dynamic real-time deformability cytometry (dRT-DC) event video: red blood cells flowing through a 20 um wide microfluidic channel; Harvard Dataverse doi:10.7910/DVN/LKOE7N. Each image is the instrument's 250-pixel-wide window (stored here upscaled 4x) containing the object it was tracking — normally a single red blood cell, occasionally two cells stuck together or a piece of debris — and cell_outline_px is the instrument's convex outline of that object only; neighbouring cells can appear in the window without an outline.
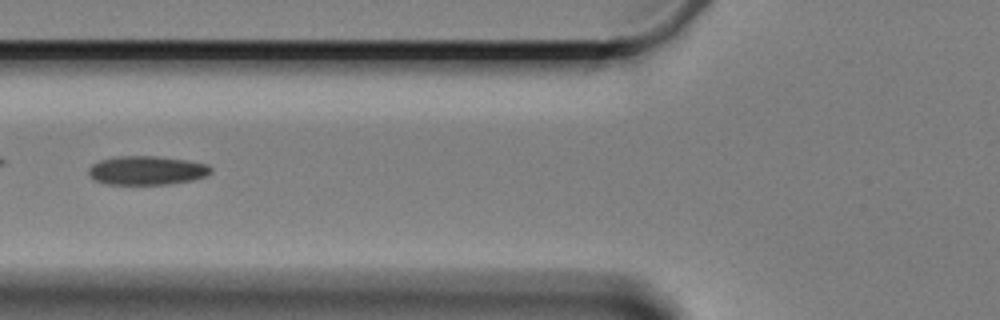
{"species": "Egyptian fruit bat (a non-hibernating species)", "species_latin": "Rousettus aegyptiacus", "temperature_condition": "cold", "stored_images_in_passage": 8, "camera_frame_rate_fps": 3000, "um_per_image_px": 0.085, "animal": {"sex": "female"}, "frame": {"image": 1, "passage_image": 3, "time_ms": 2.333, "image_size_px": [1000, 320], "cell_outline_px": [[212, 172], [204, 176], [192, 180], [168, 184], [108, 184], [96, 180], [88, 172], [88, 168], [92, 164], [100, 160], [116, 156], [156, 156], [184, 160], [208, 164], [212, 168]], "centroid_in_image_um": [12.48, 14.48], "position_along_channel_um": 113.3, "area_um2": 20.4}}
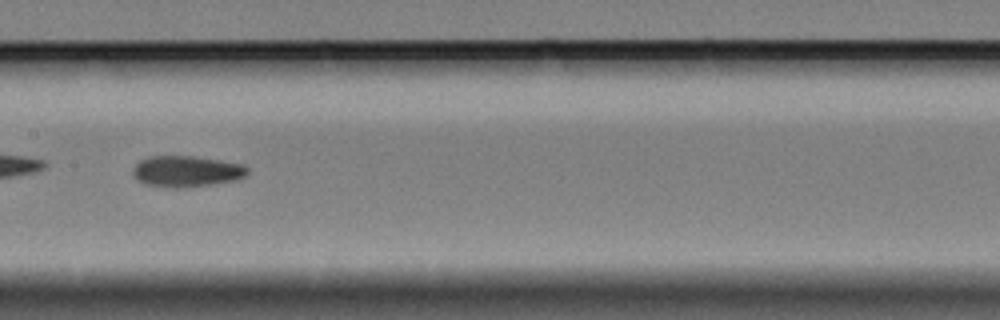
{"frame": {"image": 2, "passage_image": 5, "time_ms": 4.667, "image_size_px": [1000, 320], "cell_outline_px": [[248, 172], [244, 176], [236, 180], [212, 184], [184, 188], [172, 188], [144, 184], [136, 180], [132, 176], [132, 168], [140, 160], [148, 156], [192, 156], [220, 160], [244, 164], [248, 168]], "centroid_in_image_um": [15.81, 14.57], "position_along_channel_um": 191.6, "area_um2": 21.04}}
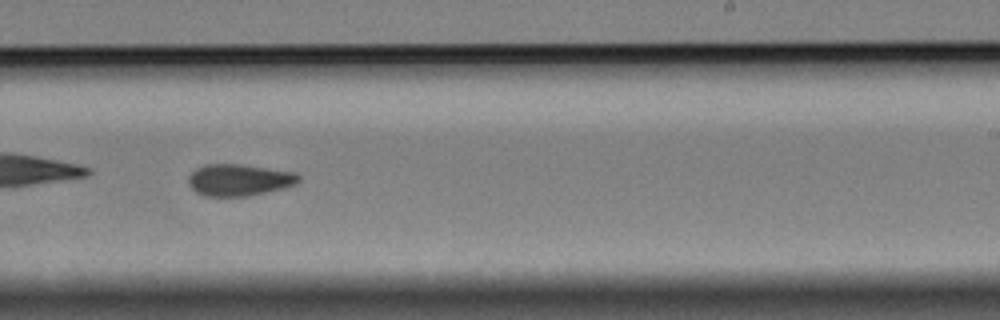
{"frame": {"image": 3, "passage_image": 7, "time_ms": 7.0, "image_size_px": [1000, 320], "cell_outline_px": [[300, 180], [296, 184], [248, 196], [204, 196], [196, 192], [188, 184], [188, 176], [196, 168], [204, 164], [240, 164], [296, 172], [300, 176]], "centroid_in_image_um": [20.29, 15.28], "position_along_channel_um": 268.7, "area_um2": 20.35}}